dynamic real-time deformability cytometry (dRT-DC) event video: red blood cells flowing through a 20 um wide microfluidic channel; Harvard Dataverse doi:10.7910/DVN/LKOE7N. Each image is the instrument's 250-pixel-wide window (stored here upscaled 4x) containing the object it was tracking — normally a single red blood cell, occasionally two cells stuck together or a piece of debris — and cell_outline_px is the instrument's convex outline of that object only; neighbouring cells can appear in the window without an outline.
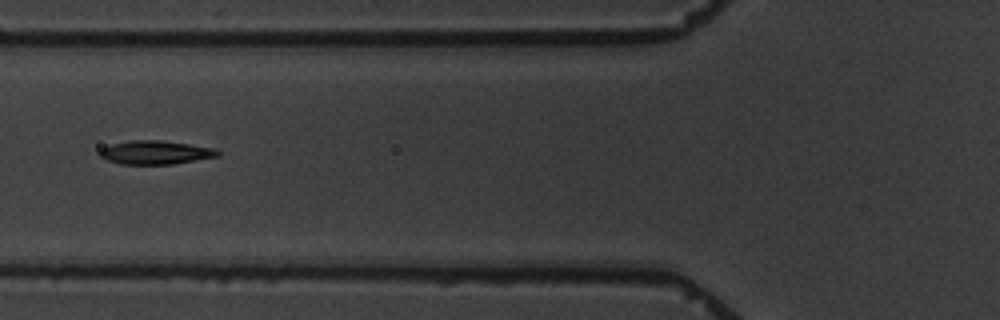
{"species": "common noctule bat (a hibernating species)", "species_latin": "Nyctalus noctula", "temperature_condition": "warm", "stored_images_in_passage": 9, "camera_frame_rate_fps": 3000, "um_per_image_px": 0.085, "animal": {"sex": "male", "body_mass_g": 19.5, "forearm_length_mm": 54.6}, "frame": {"image": 1, "passage_image": 6, "time_ms": 6.667, "image_size_px": [1000, 320], "cell_outline_px": [[220, 156], [172, 164], [120, 164], [108, 160], [100, 156], [100, 148], [112, 144], [132, 140], [160, 140], [216, 148], [220, 152]], "centroid_in_image_um": [13.23, 12.96], "position_along_channel_um": 112.6, "area_um2": 16.18}}
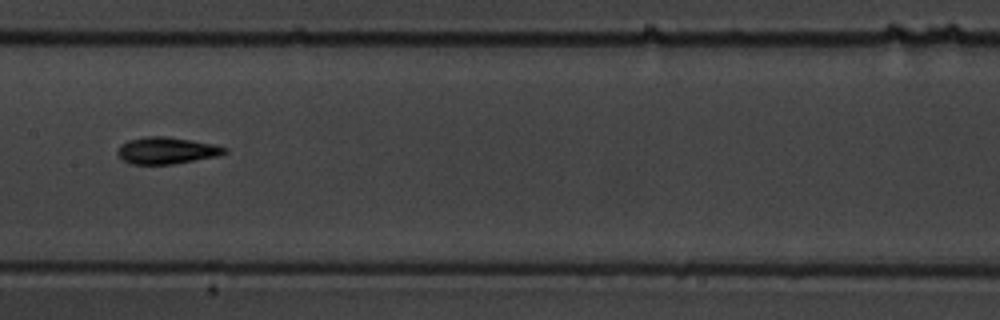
{"frame": {"image": 2, "passage_image": 8, "time_ms": 9.0, "image_size_px": [1000, 320], "cell_outline_px": [[228, 152], [216, 156], [172, 164], [128, 164], [116, 152], [120, 144], [128, 140], [144, 136], [168, 136], [216, 144], [228, 148]], "centroid_in_image_um": [14.16, 12.78], "position_along_channel_um": 193.2, "area_um2": 16.82}}
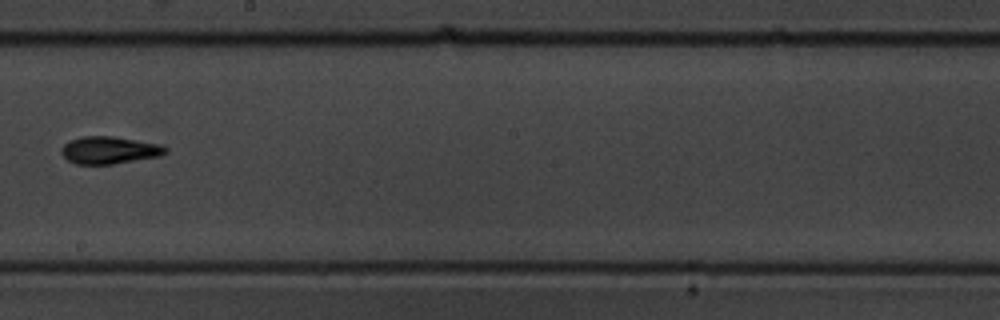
{"frame": {"image": 3, "passage_image": 9, "time_ms": 10.333, "image_size_px": [1000, 320], "cell_outline_px": [[168, 152], [160, 156], [112, 164], [76, 164], [68, 160], [60, 152], [60, 148], [68, 140], [80, 136], [112, 136], [160, 144], [168, 148]], "centroid_in_image_um": [9.27, 12.75], "position_along_channel_um": 238.9, "area_um2": 16.7}}